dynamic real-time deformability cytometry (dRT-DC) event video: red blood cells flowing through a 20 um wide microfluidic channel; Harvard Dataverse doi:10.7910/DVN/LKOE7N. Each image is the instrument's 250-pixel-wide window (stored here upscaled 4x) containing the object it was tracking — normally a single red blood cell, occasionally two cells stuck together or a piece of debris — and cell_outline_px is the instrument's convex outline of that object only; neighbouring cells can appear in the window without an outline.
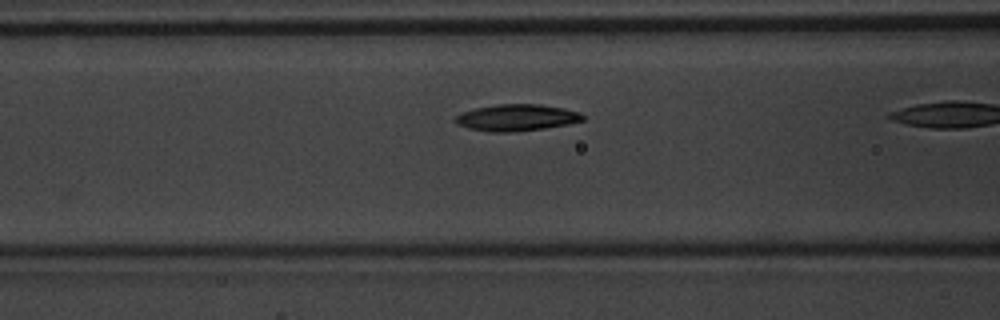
{"species": "common noctule bat (a hibernating species)", "species_latin": "Nyctalus noctula", "temperature_condition": "warm", "stored_images_in_passage": 10, "camera_frame_rate_fps": 3000, "um_per_image_px": 0.085, "animal": {"sex": "male", "body_mass_g": 20.1, "forearm_length_mm": 53.5}, "frame": {"image": 1, "passage_image": 9, "time_ms": 2.667, "image_size_px": [1000, 320], "cell_outline_px": [[584, 120], [568, 124], [544, 128], [512, 132], [488, 132], [468, 128], [456, 124], [452, 120], [456, 116], [464, 112], [476, 108], [496, 104], [540, 104], [564, 108], [580, 112], [584, 116]], "centroid_in_image_um": [43.9, 10.0], "position_along_channel_um": 122.7, "area_um2": 19.83}}